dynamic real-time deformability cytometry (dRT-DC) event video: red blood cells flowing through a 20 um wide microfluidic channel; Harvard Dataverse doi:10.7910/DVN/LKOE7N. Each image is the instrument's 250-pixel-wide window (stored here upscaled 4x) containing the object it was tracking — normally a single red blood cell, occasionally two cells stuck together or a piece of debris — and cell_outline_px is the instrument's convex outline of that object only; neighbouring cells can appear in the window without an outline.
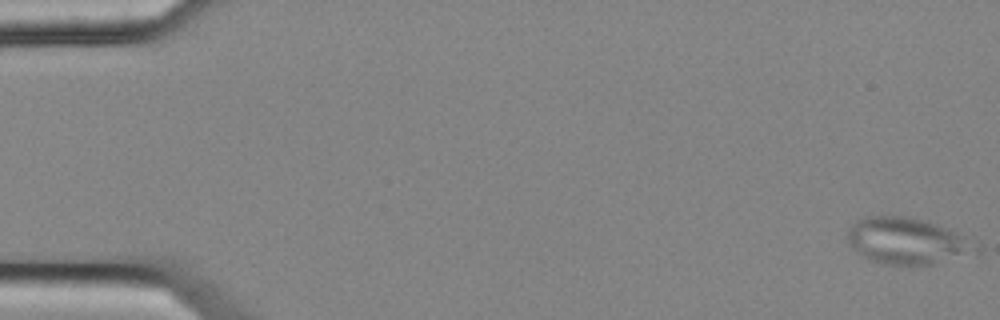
{"species": "common noctule bat (a hibernating species)", "species_latin": "Nyctalus noctula", "temperature_condition": "cold", "stored_images_in_passage": 8, "camera_frame_rate_fps": 3000, "um_per_image_px": 0.085, "animal": {"sex": "female", "body_mass_g": 25.1}, "frame": {"image": 1, "passage_image": 1, "time_ms": 0.0, "image_size_px": [1000, 320], "cell_outline_px": [[980, 252], [932, 264], [884, 264], [872, 260], [864, 256], [848, 240], [848, 232], [852, 224], [868, 216], [904, 216], [924, 220], [936, 224], [956, 232], [980, 244]], "centroid_in_image_um": [77.19, 20.48], "position_along_channel_um": 7.8, "area_um2": 34.16}}